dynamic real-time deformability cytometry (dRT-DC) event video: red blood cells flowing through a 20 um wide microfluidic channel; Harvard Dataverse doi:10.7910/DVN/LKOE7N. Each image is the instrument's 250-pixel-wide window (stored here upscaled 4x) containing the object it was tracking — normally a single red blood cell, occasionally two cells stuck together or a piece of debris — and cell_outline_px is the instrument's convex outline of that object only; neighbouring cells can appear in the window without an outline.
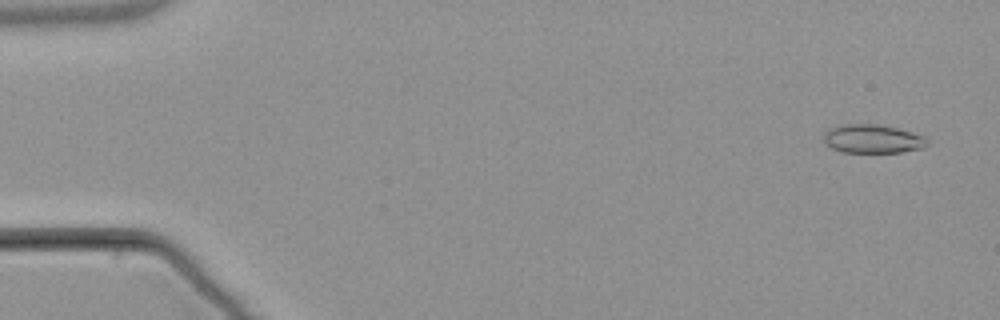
{"species": "common noctule bat (a hibernating species)", "species_latin": "Nyctalus noctula", "temperature_condition": "warm", "stored_images_in_passage": 4, "camera_frame_rate_fps": 3000, "um_per_image_px": 0.085, "animal": {"sex": "male", "body_mass_g": 21.5, "forearm_length_mm": 52.0}, "frame": {"image": 1, "passage_image": 1, "time_ms": 0.0, "image_size_px": [1000, 320], "cell_outline_px": [[928, 144], [924, 148], [900, 152], [840, 152], [824, 144], [824, 132], [828, 128], [836, 124], [880, 124], [912, 132], [924, 136], [928, 140]], "centroid_in_image_um": [74.13, 11.79], "position_along_channel_um": 10.9, "area_um2": 17.57}}
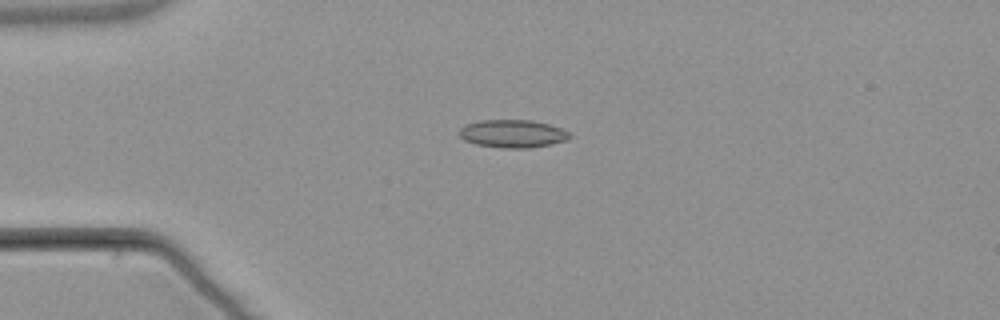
{"frame": {"image": 2, "passage_image": 4, "time_ms": 3.667, "image_size_px": [1000, 320], "cell_outline_px": [[572, 136], [568, 140], [552, 144], [532, 148], [504, 148], [476, 144], [464, 140], [460, 136], [460, 128], [464, 124], [480, 120], [532, 120], [548, 124], [560, 128], [568, 132]], "centroid_in_image_um": [43.58, 11.36], "position_along_channel_um": 41.4, "area_um2": 18.03}}